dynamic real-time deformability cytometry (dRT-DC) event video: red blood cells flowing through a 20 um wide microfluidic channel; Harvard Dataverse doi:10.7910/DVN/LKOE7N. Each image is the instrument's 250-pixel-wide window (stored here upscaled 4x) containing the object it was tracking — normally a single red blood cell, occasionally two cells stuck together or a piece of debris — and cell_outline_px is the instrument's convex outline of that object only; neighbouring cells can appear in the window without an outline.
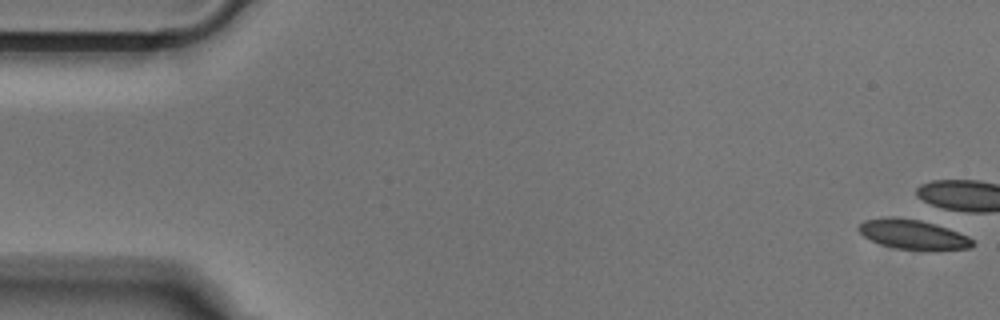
{"species": "Egyptian fruit bat (a non-hibernating species)", "species_latin": "Rousettus aegyptiacus", "temperature_condition": "cold", "stored_images_in_passage": 4, "camera_frame_rate_fps": 3000, "um_per_image_px": 0.085, "animal": {"sex": "male"}, "frame": {"image": 1, "passage_image": 1, "time_ms": 0.0, "image_size_px": [1000, 320], "cell_outline_px": [[976, 244], [972, 248], [896, 248], [880, 244], [864, 236], [856, 228], [864, 220], [884, 216], [896, 216], [920, 220], [936, 224], [948, 228], [968, 236]], "centroid_in_image_um": [77.55, 19.87], "position_along_channel_um": 7.5, "area_um2": 19.25}}